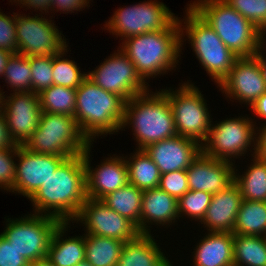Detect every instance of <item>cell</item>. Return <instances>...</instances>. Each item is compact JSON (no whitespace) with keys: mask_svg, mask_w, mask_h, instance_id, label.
<instances>
[{"mask_svg":"<svg viewBox=\"0 0 266 266\" xmlns=\"http://www.w3.org/2000/svg\"><path fill=\"white\" fill-rule=\"evenodd\" d=\"M238 57L257 52L258 29L224 0H201L189 5Z\"/></svg>","mask_w":266,"mask_h":266,"instance_id":"cell-5","label":"cell"},{"mask_svg":"<svg viewBox=\"0 0 266 266\" xmlns=\"http://www.w3.org/2000/svg\"><path fill=\"white\" fill-rule=\"evenodd\" d=\"M211 198L212 194L209 192L189 190L178 199V214L183 212L192 218L202 221L210 205Z\"/></svg>","mask_w":266,"mask_h":266,"instance_id":"cell-36","label":"cell"},{"mask_svg":"<svg viewBox=\"0 0 266 266\" xmlns=\"http://www.w3.org/2000/svg\"><path fill=\"white\" fill-rule=\"evenodd\" d=\"M3 76L14 88L15 93L32 91V78L29 58L21 54H12L6 63Z\"/></svg>","mask_w":266,"mask_h":266,"instance_id":"cell-33","label":"cell"},{"mask_svg":"<svg viewBox=\"0 0 266 266\" xmlns=\"http://www.w3.org/2000/svg\"><path fill=\"white\" fill-rule=\"evenodd\" d=\"M179 25L181 22L176 18L165 30L126 38L121 51L135 65L143 80L167 72L177 64L183 34Z\"/></svg>","mask_w":266,"mask_h":266,"instance_id":"cell-2","label":"cell"},{"mask_svg":"<svg viewBox=\"0 0 266 266\" xmlns=\"http://www.w3.org/2000/svg\"><path fill=\"white\" fill-rule=\"evenodd\" d=\"M19 3L26 5L29 8L31 6L35 8V10H38L40 8V11L44 10L45 12L48 10L49 7L51 8V0H20Z\"/></svg>","mask_w":266,"mask_h":266,"instance_id":"cell-46","label":"cell"},{"mask_svg":"<svg viewBox=\"0 0 266 266\" xmlns=\"http://www.w3.org/2000/svg\"><path fill=\"white\" fill-rule=\"evenodd\" d=\"M191 84H183L177 91H162L168 98L177 134L200 143L208 137L211 121L203 95Z\"/></svg>","mask_w":266,"mask_h":266,"instance_id":"cell-9","label":"cell"},{"mask_svg":"<svg viewBox=\"0 0 266 266\" xmlns=\"http://www.w3.org/2000/svg\"><path fill=\"white\" fill-rule=\"evenodd\" d=\"M178 215L177 198L159 187L143 190L140 233H149L146 222H157L164 225V223H171Z\"/></svg>","mask_w":266,"mask_h":266,"instance_id":"cell-22","label":"cell"},{"mask_svg":"<svg viewBox=\"0 0 266 266\" xmlns=\"http://www.w3.org/2000/svg\"><path fill=\"white\" fill-rule=\"evenodd\" d=\"M75 219L85 221L87 234L95 236L128 242L140 234L133 222L98 199L87 198Z\"/></svg>","mask_w":266,"mask_h":266,"instance_id":"cell-14","label":"cell"},{"mask_svg":"<svg viewBox=\"0 0 266 266\" xmlns=\"http://www.w3.org/2000/svg\"><path fill=\"white\" fill-rule=\"evenodd\" d=\"M266 30V26H263V27H260L258 28V44H257V50H260L262 48V45H263V36L265 34H263ZM263 34V35H262Z\"/></svg>","mask_w":266,"mask_h":266,"instance_id":"cell-50","label":"cell"},{"mask_svg":"<svg viewBox=\"0 0 266 266\" xmlns=\"http://www.w3.org/2000/svg\"><path fill=\"white\" fill-rule=\"evenodd\" d=\"M89 3V0H51V6L57 7L59 10L72 11L82 9ZM55 5V6H54ZM85 5V6H84Z\"/></svg>","mask_w":266,"mask_h":266,"instance_id":"cell-43","label":"cell"},{"mask_svg":"<svg viewBox=\"0 0 266 266\" xmlns=\"http://www.w3.org/2000/svg\"><path fill=\"white\" fill-rule=\"evenodd\" d=\"M251 108L257 116L266 119V92L252 104Z\"/></svg>","mask_w":266,"mask_h":266,"instance_id":"cell-45","label":"cell"},{"mask_svg":"<svg viewBox=\"0 0 266 266\" xmlns=\"http://www.w3.org/2000/svg\"><path fill=\"white\" fill-rule=\"evenodd\" d=\"M0 49L12 54L18 53L16 15L10 18L0 12Z\"/></svg>","mask_w":266,"mask_h":266,"instance_id":"cell-39","label":"cell"},{"mask_svg":"<svg viewBox=\"0 0 266 266\" xmlns=\"http://www.w3.org/2000/svg\"><path fill=\"white\" fill-rule=\"evenodd\" d=\"M234 266H266V236L233 234Z\"/></svg>","mask_w":266,"mask_h":266,"instance_id":"cell-29","label":"cell"},{"mask_svg":"<svg viewBox=\"0 0 266 266\" xmlns=\"http://www.w3.org/2000/svg\"><path fill=\"white\" fill-rule=\"evenodd\" d=\"M184 22L198 60L217 84L227 76L238 58L216 32L189 6Z\"/></svg>","mask_w":266,"mask_h":266,"instance_id":"cell-7","label":"cell"},{"mask_svg":"<svg viewBox=\"0 0 266 266\" xmlns=\"http://www.w3.org/2000/svg\"><path fill=\"white\" fill-rule=\"evenodd\" d=\"M248 119L240 117L227 119L211 127L205 144L201 146V152L206 156L225 161H230L232 156L244 154L254 139L253 134H256L252 121Z\"/></svg>","mask_w":266,"mask_h":266,"instance_id":"cell-13","label":"cell"},{"mask_svg":"<svg viewBox=\"0 0 266 266\" xmlns=\"http://www.w3.org/2000/svg\"><path fill=\"white\" fill-rule=\"evenodd\" d=\"M16 155L15 149H0V187L6 190H12L15 183L16 164L11 155Z\"/></svg>","mask_w":266,"mask_h":266,"instance_id":"cell-40","label":"cell"},{"mask_svg":"<svg viewBox=\"0 0 266 266\" xmlns=\"http://www.w3.org/2000/svg\"><path fill=\"white\" fill-rule=\"evenodd\" d=\"M177 17L160 2L149 1L120 8L106 24L109 31L126 38L165 30Z\"/></svg>","mask_w":266,"mask_h":266,"instance_id":"cell-10","label":"cell"},{"mask_svg":"<svg viewBox=\"0 0 266 266\" xmlns=\"http://www.w3.org/2000/svg\"><path fill=\"white\" fill-rule=\"evenodd\" d=\"M37 154L70 158L91 146L73 116L42 112L37 129L23 145Z\"/></svg>","mask_w":266,"mask_h":266,"instance_id":"cell-6","label":"cell"},{"mask_svg":"<svg viewBox=\"0 0 266 266\" xmlns=\"http://www.w3.org/2000/svg\"><path fill=\"white\" fill-rule=\"evenodd\" d=\"M28 58L31 69L32 92L39 94L53 85V55Z\"/></svg>","mask_w":266,"mask_h":266,"instance_id":"cell-35","label":"cell"},{"mask_svg":"<svg viewBox=\"0 0 266 266\" xmlns=\"http://www.w3.org/2000/svg\"><path fill=\"white\" fill-rule=\"evenodd\" d=\"M125 103L122 97L86 78L76 89L74 118L81 132L92 142L93 136L118 132L122 128Z\"/></svg>","mask_w":266,"mask_h":266,"instance_id":"cell-3","label":"cell"},{"mask_svg":"<svg viewBox=\"0 0 266 266\" xmlns=\"http://www.w3.org/2000/svg\"><path fill=\"white\" fill-rule=\"evenodd\" d=\"M87 78L105 91L122 97L126 102L134 96L148 92L145 80L123 51L114 53L96 70L87 74Z\"/></svg>","mask_w":266,"mask_h":266,"instance_id":"cell-11","label":"cell"},{"mask_svg":"<svg viewBox=\"0 0 266 266\" xmlns=\"http://www.w3.org/2000/svg\"><path fill=\"white\" fill-rule=\"evenodd\" d=\"M158 187L177 199L181 198L189 191L186 170H176L161 174Z\"/></svg>","mask_w":266,"mask_h":266,"instance_id":"cell-38","label":"cell"},{"mask_svg":"<svg viewBox=\"0 0 266 266\" xmlns=\"http://www.w3.org/2000/svg\"><path fill=\"white\" fill-rule=\"evenodd\" d=\"M234 170L230 161L214 159L200 152L186 169L189 190L216 194L234 181Z\"/></svg>","mask_w":266,"mask_h":266,"instance_id":"cell-18","label":"cell"},{"mask_svg":"<svg viewBox=\"0 0 266 266\" xmlns=\"http://www.w3.org/2000/svg\"><path fill=\"white\" fill-rule=\"evenodd\" d=\"M42 112L73 116L76 109V89L52 85L39 93Z\"/></svg>","mask_w":266,"mask_h":266,"instance_id":"cell-32","label":"cell"},{"mask_svg":"<svg viewBox=\"0 0 266 266\" xmlns=\"http://www.w3.org/2000/svg\"><path fill=\"white\" fill-rule=\"evenodd\" d=\"M253 162L244 176H237L234 171V182L243 200L266 202V159L254 156Z\"/></svg>","mask_w":266,"mask_h":266,"instance_id":"cell-30","label":"cell"},{"mask_svg":"<svg viewBox=\"0 0 266 266\" xmlns=\"http://www.w3.org/2000/svg\"><path fill=\"white\" fill-rule=\"evenodd\" d=\"M1 235L29 262L46 258L52 235L62 223L47 214L8 221Z\"/></svg>","mask_w":266,"mask_h":266,"instance_id":"cell-8","label":"cell"},{"mask_svg":"<svg viewBox=\"0 0 266 266\" xmlns=\"http://www.w3.org/2000/svg\"><path fill=\"white\" fill-rule=\"evenodd\" d=\"M196 249L195 266H234L233 233L210 232Z\"/></svg>","mask_w":266,"mask_h":266,"instance_id":"cell-24","label":"cell"},{"mask_svg":"<svg viewBox=\"0 0 266 266\" xmlns=\"http://www.w3.org/2000/svg\"><path fill=\"white\" fill-rule=\"evenodd\" d=\"M0 266H29V261L0 234Z\"/></svg>","mask_w":266,"mask_h":266,"instance_id":"cell-41","label":"cell"},{"mask_svg":"<svg viewBox=\"0 0 266 266\" xmlns=\"http://www.w3.org/2000/svg\"><path fill=\"white\" fill-rule=\"evenodd\" d=\"M233 234L266 236V202L243 200Z\"/></svg>","mask_w":266,"mask_h":266,"instance_id":"cell-27","label":"cell"},{"mask_svg":"<svg viewBox=\"0 0 266 266\" xmlns=\"http://www.w3.org/2000/svg\"><path fill=\"white\" fill-rule=\"evenodd\" d=\"M68 223H61L54 231L47 258L54 266H76L85 260V236L62 239ZM62 239V241H61Z\"/></svg>","mask_w":266,"mask_h":266,"instance_id":"cell-25","label":"cell"},{"mask_svg":"<svg viewBox=\"0 0 266 266\" xmlns=\"http://www.w3.org/2000/svg\"><path fill=\"white\" fill-rule=\"evenodd\" d=\"M13 94L8 100L3 96L2 113L11 138L17 145H24L39 125L40 97L32 91Z\"/></svg>","mask_w":266,"mask_h":266,"instance_id":"cell-15","label":"cell"},{"mask_svg":"<svg viewBox=\"0 0 266 266\" xmlns=\"http://www.w3.org/2000/svg\"><path fill=\"white\" fill-rule=\"evenodd\" d=\"M76 266H92L87 260L79 262Z\"/></svg>","mask_w":266,"mask_h":266,"instance_id":"cell-51","label":"cell"},{"mask_svg":"<svg viewBox=\"0 0 266 266\" xmlns=\"http://www.w3.org/2000/svg\"><path fill=\"white\" fill-rule=\"evenodd\" d=\"M242 201L240 189L233 181L224 190L212 195L202 222L211 232L233 233Z\"/></svg>","mask_w":266,"mask_h":266,"instance_id":"cell-21","label":"cell"},{"mask_svg":"<svg viewBox=\"0 0 266 266\" xmlns=\"http://www.w3.org/2000/svg\"><path fill=\"white\" fill-rule=\"evenodd\" d=\"M149 233L125 242L116 266H172Z\"/></svg>","mask_w":266,"mask_h":266,"instance_id":"cell-23","label":"cell"},{"mask_svg":"<svg viewBox=\"0 0 266 266\" xmlns=\"http://www.w3.org/2000/svg\"><path fill=\"white\" fill-rule=\"evenodd\" d=\"M129 123L133 124L139 150L178 135L168 98L161 91L151 96L146 92L128 100L122 128Z\"/></svg>","mask_w":266,"mask_h":266,"instance_id":"cell-4","label":"cell"},{"mask_svg":"<svg viewBox=\"0 0 266 266\" xmlns=\"http://www.w3.org/2000/svg\"><path fill=\"white\" fill-rule=\"evenodd\" d=\"M50 22V23H49ZM54 23L38 16L16 15L18 54L27 57L50 56L63 52L67 46Z\"/></svg>","mask_w":266,"mask_h":266,"instance_id":"cell-12","label":"cell"},{"mask_svg":"<svg viewBox=\"0 0 266 266\" xmlns=\"http://www.w3.org/2000/svg\"><path fill=\"white\" fill-rule=\"evenodd\" d=\"M260 51L261 50H257V52L254 55L258 58L259 64L261 66L263 78L266 82V59H264V56L262 55Z\"/></svg>","mask_w":266,"mask_h":266,"instance_id":"cell-48","label":"cell"},{"mask_svg":"<svg viewBox=\"0 0 266 266\" xmlns=\"http://www.w3.org/2000/svg\"><path fill=\"white\" fill-rule=\"evenodd\" d=\"M29 266H54L49 259L43 258L36 261L29 262Z\"/></svg>","mask_w":266,"mask_h":266,"instance_id":"cell-49","label":"cell"},{"mask_svg":"<svg viewBox=\"0 0 266 266\" xmlns=\"http://www.w3.org/2000/svg\"><path fill=\"white\" fill-rule=\"evenodd\" d=\"M2 95H3V93L0 91V112L2 111V108H3L1 106L2 105V100H3V96Z\"/></svg>","mask_w":266,"mask_h":266,"instance_id":"cell-52","label":"cell"},{"mask_svg":"<svg viewBox=\"0 0 266 266\" xmlns=\"http://www.w3.org/2000/svg\"><path fill=\"white\" fill-rule=\"evenodd\" d=\"M11 55L12 53L0 49V76L3 75L6 63L8 59L11 57Z\"/></svg>","mask_w":266,"mask_h":266,"instance_id":"cell-47","label":"cell"},{"mask_svg":"<svg viewBox=\"0 0 266 266\" xmlns=\"http://www.w3.org/2000/svg\"><path fill=\"white\" fill-rule=\"evenodd\" d=\"M201 142L180 135L161 140L145 148L161 174L186 170L201 152Z\"/></svg>","mask_w":266,"mask_h":266,"instance_id":"cell-19","label":"cell"},{"mask_svg":"<svg viewBox=\"0 0 266 266\" xmlns=\"http://www.w3.org/2000/svg\"><path fill=\"white\" fill-rule=\"evenodd\" d=\"M257 29L266 26V0H224Z\"/></svg>","mask_w":266,"mask_h":266,"instance_id":"cell-37","label":"cell"},{"mask_svg":"<svg viewBox=\"0 0 266 266\" xmlns=\"http://www.w3.org/2000/svg\"><path fill=\"white\" fill-rule=\"evenodd\" d=\"M143 190L128 183L106 195L102 201L112 210L133 222L140 232Z\"/></svg>","mask_w":266,"mask_h":266,"instance_id":"cell-26","label":"cell"},{"mask_svg":"<svg viewBox=\"0 0 266 266\" xmlns=\"http://www.w3.org/2000/svg\"><path fill=\"white\" fill-rule=\"evenodd\" d=\"M130 161L126 160L128 167L129 183L138 189L147 190L157 188L159 186L161 173L151 157L145 150H139L130 157Z\"/></svg>","mask_w":266,"mask_h":266,"instance_id":"cell-31","label":"cell"},{"mask_svg":"<svg viewBox=\"0 0 266 266\" xmlns=\"http://www.w3.org/2000/svg\"><path fill=\"white\" fill-rule=\"evenodd\" d=\"M89 152L90 146L83 153L87 198L102 200L109 193L129 183L126 160L121 159V157H110V160L102 162L96 170H91Z\"/></svg>","mask_w":266,"mask_h":266,"instance_id":"cell-20","label":"cell"},{"mask_svg":"<svg viewBox=\"0 0 266 266\" xmlns=\"http://www.w3.org/2000/svg\"><path fill=\"white\" fill-rule=\"evenodd\" d=\"M86 199L83 153L66 158L30 198L36 214L51 209L48 215L62 223L75 220Z\"/></svg>","mask_w":266,"mask_h":266,"instance_id":"cell-1","label":"cell"},{"mask_svg":"<svg viewBox=\"0 0 266 266\" xmlns=\"http://www.w3.org/2000/svg\"><path fill=\"white\" fill-rule=\"evenodd\" d=\"M219 87L230 98L233 96L252 106L266 92V82L258 58L255 55L238 57Z\"/></svg>","mask_w":266,"mask_h":266,"instance_id":"cell-17","label":"cell"},{"mask_svg":"<svg viewBox=\"0 0 266 266\" xmlns=\"http://www.w3.org/2000/svg\"><path fill=\"white\" fill-rule=\"evenodd\" d=\"M18 145L11 138L6 120L2 111L0 112V149H15Z\"/></svg>","mask_w":266,"mask_h":266,"instance_id":"cell-42","label":"cell"},{"mask_svg":"<svg viewBox=\"0 0 266 266\" xmlns=\"http://www.w3.org/2000/svg\"><path fill=\"white\" fill-rule=\"evenodd\" d=\"M16 155L20 160L16 165L12 192L17 191L29 199L66 159L63 156L37 154L23 145H18Z\"/></svg>","mask_w":266,"mask_h":266,"instance_id":"cell-16","label":"cell"},{"mask_svg":"<svg viewBox=\"0 0 266 266\" xmlns=\"http://www.w3.org/2000/svg\"><path fill=\"white\" fill-rule=\"evenodd\" d=\"M262 131L260 132L258 139H256V146L254 147L255 149V156L266 159V126H263L261 128Z\"/></svg>","mask_w":266,"mask_h":266,"instance_id":"cell-44","label":"cell"},{"mask_svg":"<svg viewBox=\"0 0 266 266\" xmlns=\"http://www.w3.org/2000/svg\"><path fill=\"white\" fill-rule=\"evenodd\" d=\"M65 51L67 49L59 54L53 55V85L77 89L87 78V74L80 73L75 62L68 59H60L65 54Z\"/></svg>","mask_w":266,"mask_h":266,"instance_id":"cell-34","label":"cell"},{"mask_svg":"<svg viewBox=\"0 0 266 266\" xmlns=\"http://www.w3.org/2000/svg\"><path fill=\"white\" fill-rule=\"evenodd\" d=\"M125 242L92 234L85 236V260L92 266H116Z\"/></svg>","mask_w":266,"mask_h":266,"instance_id":"cell-28","label":"cell"}]
</instances>
